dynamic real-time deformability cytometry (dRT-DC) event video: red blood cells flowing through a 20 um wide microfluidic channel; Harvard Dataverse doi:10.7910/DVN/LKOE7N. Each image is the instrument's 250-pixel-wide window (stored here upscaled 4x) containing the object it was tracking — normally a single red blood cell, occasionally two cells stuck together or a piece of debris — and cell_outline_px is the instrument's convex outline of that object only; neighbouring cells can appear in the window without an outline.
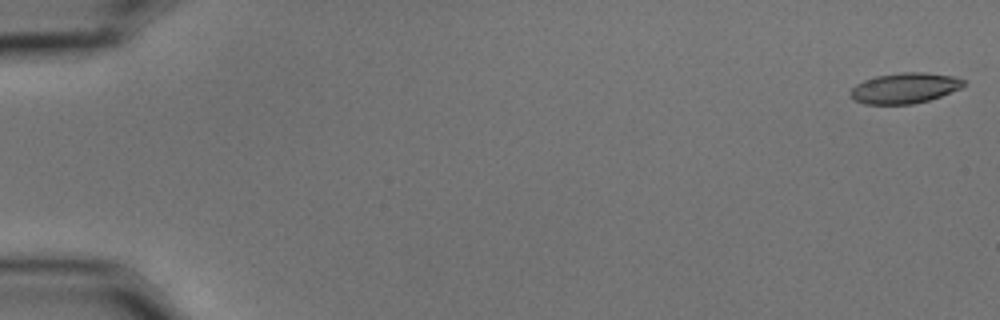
{"species": "common noctule bat (a hibernating species)", "species_latin": "Nyctalus noctula", "temperature_condition": "cold", "stored_images_in_passage": 10, "camera_frame_rate_fps": 3000, "um_per_image_px": 0.085, "animal": {"sex": "male", "body_mass_g": 15.6}, "frame": {"image": 1, "passage_image": 1, "time_ms": 0.0, "image_size_px": [1000, 320], "cell_outline_px": [[964, 84], [960, 88], [940, 96], [928, 100], [912, 104], [864, 104], [848, 96], [848, 92], [856, 84], [864, 80], [876, 76], [900, 72], [924, 72], [952, 76], [964, 80]], "centroid_in_image_um": [76.84, 7.48], "position_along_channel_um": 8.2, "area_um2": 20.06}}